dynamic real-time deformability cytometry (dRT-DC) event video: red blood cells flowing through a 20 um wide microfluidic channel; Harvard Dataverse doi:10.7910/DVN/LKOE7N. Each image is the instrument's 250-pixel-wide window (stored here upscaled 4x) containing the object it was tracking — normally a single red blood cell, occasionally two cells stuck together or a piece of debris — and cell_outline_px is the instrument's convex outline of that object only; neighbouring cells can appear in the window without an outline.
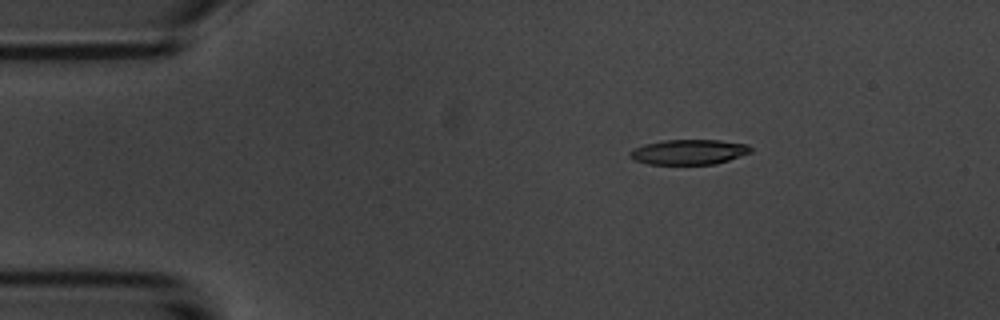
{"species": "common noctule bat (a hibernating species)", "species_latin": "Nyctalus noctula", "temperature_condition": "room temperature", "stored_images_in_passage": 4, "camera_frame_rate_fps": 3000, "um_per_image_px": 0.085, "animal": {"sex": "male", "body_mass_g": 20.1, "forearm_length_mm": 53.5}, "frame": {"image": 1, "passage_image": 2, "time_ms": 1.0, "image_size_px": [1000, 320], "cell_outline_px": [[752, 152], [716, 164], [648, 164], [632, 160], [628, 156], [628, 152], [644, 144], [664, 140], [720, 140], [748, 144], [752, 148]], "centroid_in_image_um": [58.54, 12.92], "position_along_channel_um": 26.5, "area_um2": 17.74}}